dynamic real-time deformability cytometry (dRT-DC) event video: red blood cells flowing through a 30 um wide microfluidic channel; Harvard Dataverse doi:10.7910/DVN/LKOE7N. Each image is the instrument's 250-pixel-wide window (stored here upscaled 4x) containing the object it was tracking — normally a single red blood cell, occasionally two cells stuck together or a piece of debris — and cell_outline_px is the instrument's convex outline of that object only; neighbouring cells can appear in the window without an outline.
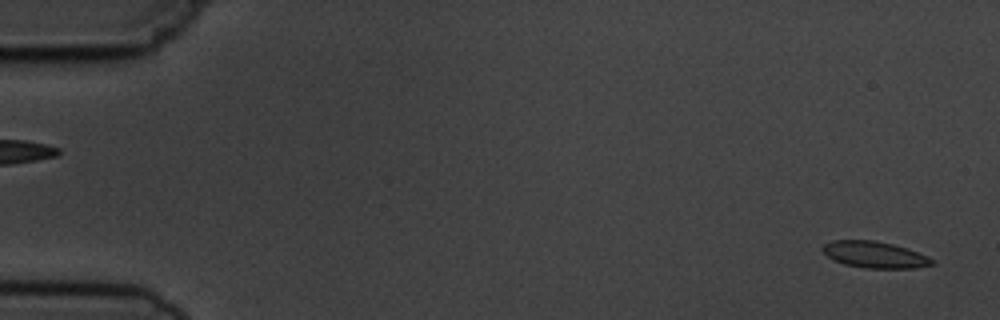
{"species": "common noctule bat (a hibernating species)", "species_latin": "Nyctalus noctula", "temperature_condition": "cold", "stored_images_in_passage": 6, "segment_of_instrument_passage": [2, 2], "camera_frame_rate_fps": 3000, "um_per_image_px": 0.085, "animal": {"sex": "male", "body_mass_g": 19.5, "forearm_length_mm": 54.6}, "frame": {"image": 1, "passage_image": 6, "time_ms": 6.0, "image_size_px": [1000, 320], "cell_outline_px": [[936, 264], [916, 268], [868, 268], [844, 264], [832, 260], [820, 248], [824, 244], [832, 240], [872, 240], [892, 244], [908, 248], [928, 256], [936, 260]], "centroid_in_image_um": [74.38, 21.65], "position_along_channel_um": 10.6, "area_um2": 17.05}}